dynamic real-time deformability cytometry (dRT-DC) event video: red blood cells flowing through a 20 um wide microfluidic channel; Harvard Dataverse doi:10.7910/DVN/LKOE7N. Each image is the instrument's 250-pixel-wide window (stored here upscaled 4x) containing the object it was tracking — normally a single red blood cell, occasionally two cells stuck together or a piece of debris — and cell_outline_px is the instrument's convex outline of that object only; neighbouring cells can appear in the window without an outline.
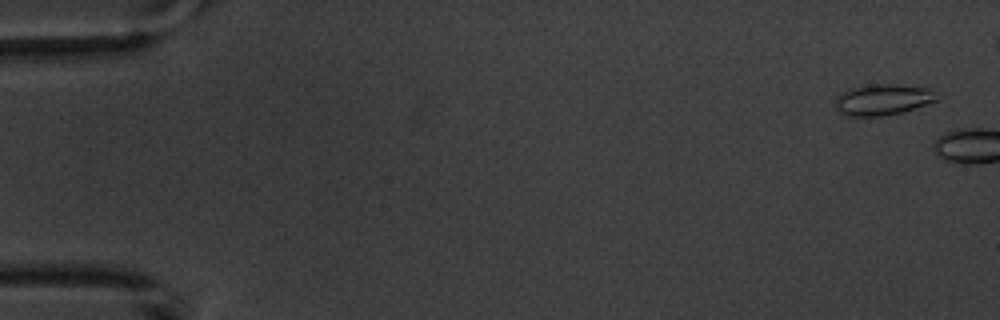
{"species": "common noctule bat (a hibernating species)", "species_latin": "Nyctalus noctula", "temperature_condition": "warm", "stored_images_in_passage": 11, "camera_frame_rate_fps": 3000, "um_per_image_px": 0.085, "animal": {"sex": "male", "body_mass_g": 20.1, "forearm_length_mm": 53.5}, "frame": {"image": 1, "passage_image": 1, "time_ms": 0.0, "image_size_px": [1000, 320], "cell_outline_px": [[936, 100], [916, 108], [904, 112], [884, 116], [844, 116], [836, 108], [836, 96], [840, 92], [848, 88], [868, 84], [904, 84], [928, 88], [932, 92]], "centroid_in_image_um": [74.97, 8.46], "position_along_channel_um": 10.0, "area_um2": 18.55}}